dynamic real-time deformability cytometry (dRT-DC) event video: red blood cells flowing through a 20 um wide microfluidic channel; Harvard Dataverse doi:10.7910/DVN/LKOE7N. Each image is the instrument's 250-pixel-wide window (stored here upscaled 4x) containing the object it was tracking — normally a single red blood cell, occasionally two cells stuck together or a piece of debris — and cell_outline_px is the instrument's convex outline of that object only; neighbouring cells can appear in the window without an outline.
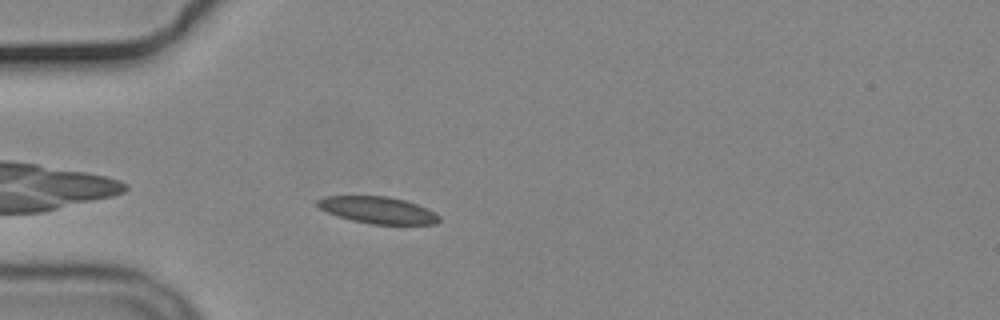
{"species": "common noctule bat (a hibernating species)", "species_latin": "Nyctalus noctula", "temperature_condition": "cold", "stored_images_in_passage": 44, "camera_frame_rate_fps": 3000, "um_per_image_px": 0.085, "animal": {"sex": "male", "body_mass_g": 19.2, "forearm_length_mm": 51.8}, "frame": {"image": 1, "passage_image": 4, "time_ms": 1.0, "image_size_px": [1000, 320], "cell_outline_px": [[440, 220], [436, 224], [372, 224], [352, 220], [336, 216], [320, 208], [316, 204], [316, 200], [324, 196], [388, 196], [404, 200], [428, 208], [436, 212], [440, 216]], "centroid_in_image_um": [32.13, 17.85], "position_along_channel_um": 52.9, "area_um2": 19.07}}
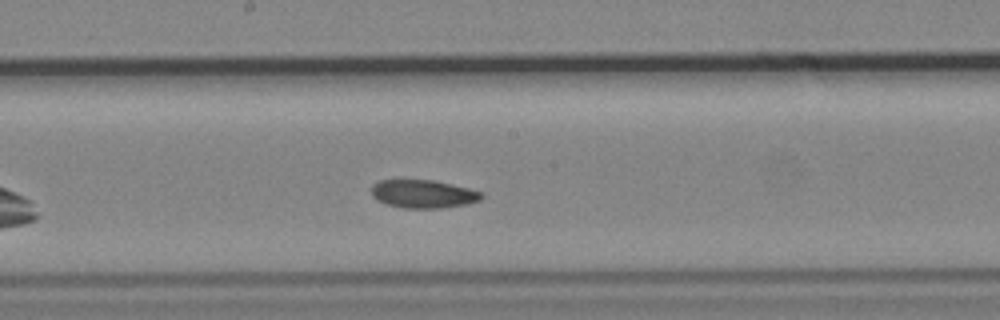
{"frame": {"image": 2, "passage_image": 18, "time_ms": 5.667, "image_size_px": [1000, 320], "cell_outline_px": [[484, 196], [480, 200], [468, 204], [440, 208], [400, 208], [384, 204], [376, 200], [372, 196], [372, 184], [380, 180], [432, 180], [468, 188], [484, 192]], "centroid_in_image_um": [35.96, 16.49], "position_along_channel_um": 212.2, "area_um2": 18.26}}
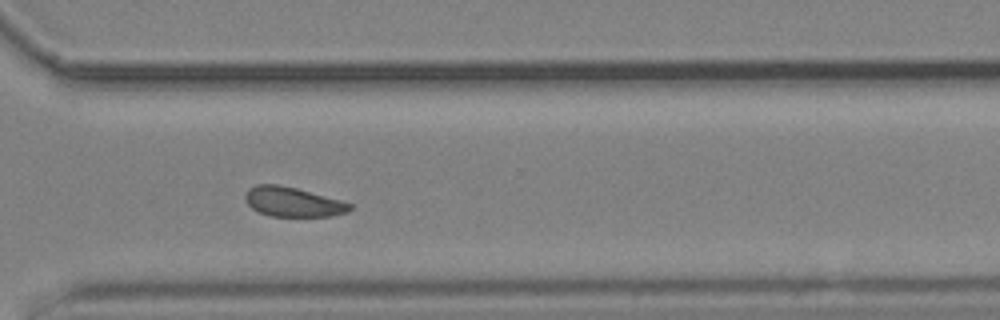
{"frame": {"image": 3, "passage_image": 29, "time_ms": 9.333, "image_size_px": [1000, 320], "cell_outline_px": [[352, 208], [348, 212], [332, 216], [272, 216], [260, 212], [252, 208], [244, 200], [244, 196], [248, 188], [256, 184], [280, 184], [296, 188], [340, 200], [352, 204]], "centroid_in_image_um": [24.87, 17.15], "position_along_channel_um": 345.7, "area_um2": 18.03}, "authors_computed_cell_mechanics": {"area_um2": 18.7272, "velocity_mm_per_s": 3.6491, "shape_relaxation_time_tau1_ms": 3.0311, "shape_relaxation_time_tau2_ms": 5.1323, "deformation_change_tau1": 0.0883, "deformation_change_tau2": 0.0764}}